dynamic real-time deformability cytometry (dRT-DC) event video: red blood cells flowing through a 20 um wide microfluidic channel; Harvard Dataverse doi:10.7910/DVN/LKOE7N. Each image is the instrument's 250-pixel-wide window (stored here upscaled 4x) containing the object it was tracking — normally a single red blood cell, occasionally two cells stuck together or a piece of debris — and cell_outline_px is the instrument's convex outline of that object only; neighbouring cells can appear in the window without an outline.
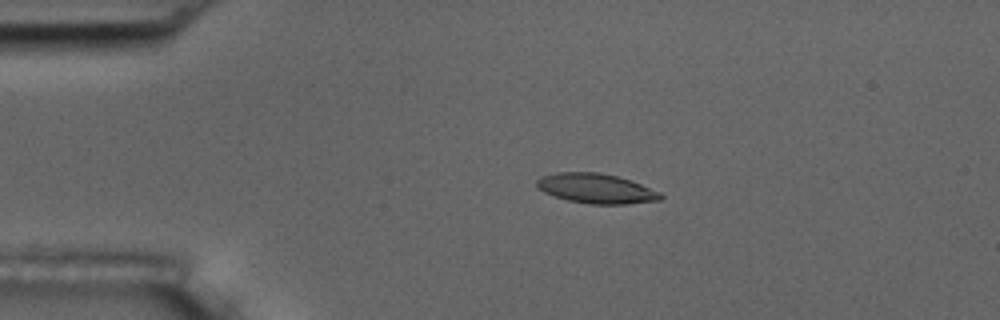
{"species": "common noctule bat (a hibernating species)", "species_latin": "Nyctalus noctula", "temperature_condition": "room temperature", "stored_images_in_passage": 11, "camera_frame_rate_fps": 3000, "um_per_image_px": 0.085, "animal": {"sex": "male", "body_mass_g": 17.5, "forearm_length_mm": 52.3}, "frame": {"image": 1, "passage_image": 4, "time_ms": 3.333, "image_size_px": [1000, 320], "cell_outline_px": [[664, 196], [660, 200], [628, 204], [588, 204], [568, 200], [544, 192], [536, 188], [536, 180], [540, 176], [556, 172], [600, 172], [616, 176], [640, 184], [660, 192]], "centroid_in_image_um": [50.64, 16.02], "position_along_channel_um": 34.4, "area_um2": 21.5}}
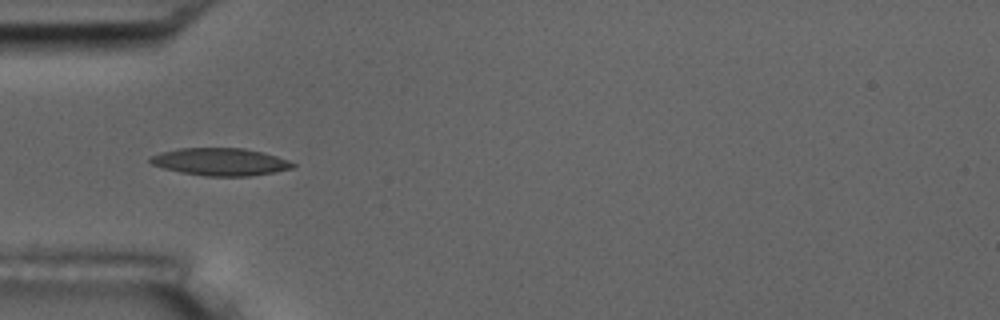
{"frame": {"image": 2, "passage_image": 5, "time_ms": 5.333, "image_size_px": [1000, 320], "cell_outline_px": [[296, 164], [292, 168], [272, 172], [248, 176], [204, 176], [180, 172], [164, 168], [152, 164], [148, 160], [148, 156], [160, 152], [180, 148], [244, 148], [276, 156], [288, 160]], "centroid_in_image_um": [18.67, 13.75], "position_along_channel_um": 66.3, "area_um2": 22.72}}
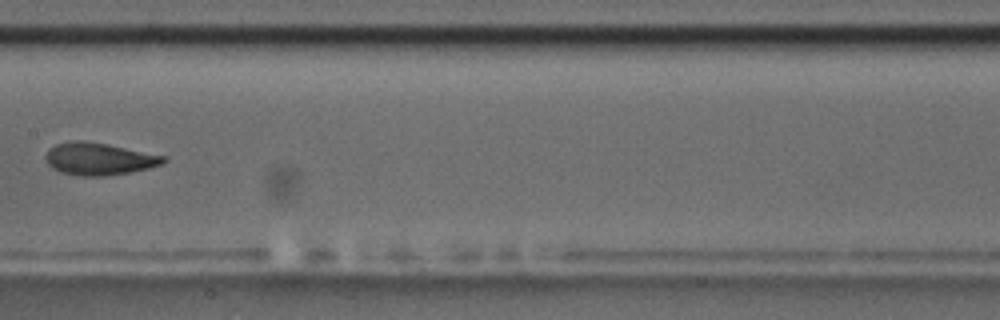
{"frame": {"image": 3, "passage_image": 8, "time_ms": 9.0, "image_size_px": [1000, 320], "cell_outline_px": [[168, 160], [164, 164], [148, 168], [128, 172], [104, 176], [80, 176], [60, 172], [52, 168], [48, 164], [44, 156], [48, 148], [56, 144], [76, 140], [84, 140], [108, 144], [168, 156]], "centroid_in_image_um": [8.43, 13.5], "position_along_channel_um": 199.0, "area_um2": 22.43}}